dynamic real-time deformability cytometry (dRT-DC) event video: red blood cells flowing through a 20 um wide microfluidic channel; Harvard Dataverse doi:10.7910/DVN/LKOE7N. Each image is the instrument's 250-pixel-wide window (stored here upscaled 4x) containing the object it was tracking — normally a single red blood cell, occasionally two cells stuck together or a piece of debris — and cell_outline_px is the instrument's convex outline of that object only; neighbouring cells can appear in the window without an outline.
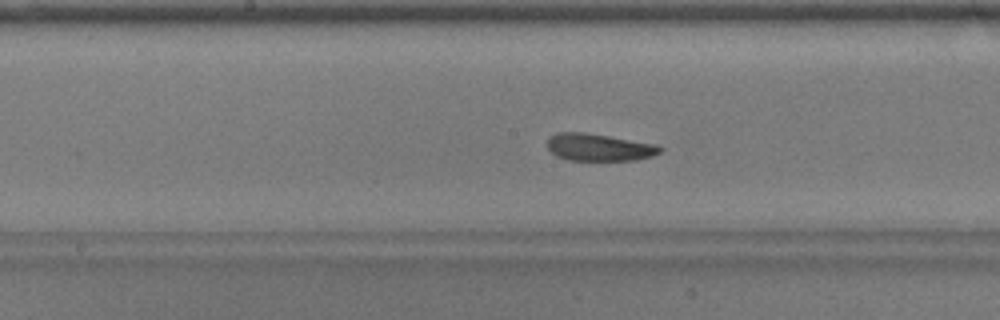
{"species": "common noctule bat (a hibernating species)", "species_latin": "Nyctalus noctula", "temperature_condition": "warm", "stored_images_in_passage": 45, "camera_frame_rate_fps": 3000, "um_per_image_px": 0.085, "animal": {"sex": "male", "body_mass_g": 17.9}, "frame": {"image": 1, "passage_image": 26, "time_ms": 8.333, "image_size_px": [1000, 320], "cell_outline_px": [[664, 148], [660, 152], [652, 156], [636, 160], [568, 160], [556, 156], [548, 148], [548, 136], [556, 132], [584, 132], [656, 144]], "centroid_in_image_um": [50.9, 12.52], "position_along_channel_um": 197.3, "area_um2": 17.92}, "authors_computed_cell_mechanics": {"area_um2": 18.7272, "velocity_mm_per_s": 3.7934, "shape_relaxation_time_tau1_ms": 3.7025, "shape_relaxation_time_tau2_ms": 3.3013, "deformation_change_tau1": 0.1386, "deformation_change_tau2": 0.0815}}